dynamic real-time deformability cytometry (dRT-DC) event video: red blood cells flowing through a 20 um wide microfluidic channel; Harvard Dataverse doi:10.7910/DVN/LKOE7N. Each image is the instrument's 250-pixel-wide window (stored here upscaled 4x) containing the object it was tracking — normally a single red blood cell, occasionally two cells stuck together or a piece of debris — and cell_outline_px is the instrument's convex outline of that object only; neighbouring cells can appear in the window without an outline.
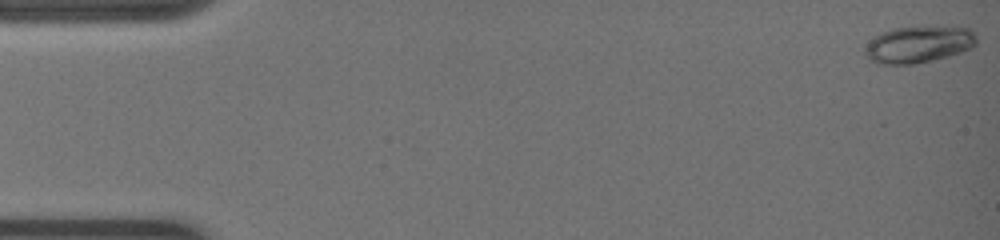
{"species": "common noctule bat (a hibernating species)", "species_latin": "Nyctalus noctula", "temperature_condition": "warm", "stored_images_in_passage": 5, "camera_frame_rate_fps": 3000, "um_per_image_px": 0.085, "animal": {"sex": "female", "body_mass_g": 19.0, "forearm_length_mm": 51.5}, "frame": {"image": 1, "passage_image": 1, "time_ms": 0.0, "image_size_px": [1000, 240], "cell_outline_px": [[976, 44], [972, 48], [948, 56], [932, 60], [912, 64], [876, 64], [868, 60], [864, 52], [864, 48], [880, 32], [892, 28], [968, 28], [976, 36]], "centroid_in_image_um": [78.02, 3.81], "position_along_channel_um": 7.0, "area_um2": 23.41}}